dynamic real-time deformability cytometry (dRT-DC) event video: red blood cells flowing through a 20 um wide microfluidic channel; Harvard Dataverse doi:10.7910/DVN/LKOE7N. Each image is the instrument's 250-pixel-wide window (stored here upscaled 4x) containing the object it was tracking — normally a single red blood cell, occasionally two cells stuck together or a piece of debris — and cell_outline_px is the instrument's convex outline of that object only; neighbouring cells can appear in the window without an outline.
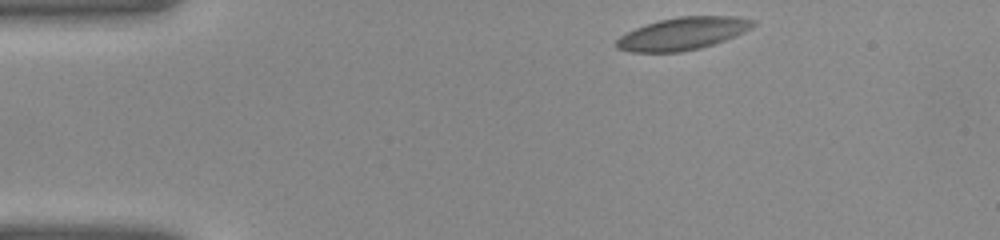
{"species": "common noctule bat (a hibernating species)", "species_latin": "Nyctalus noctula", "temperature_condition": "warm", "stored_images_in_passage": 36, "camera_frame_rate_fps": 3000, "um_per_image_px": 0.085, "animal": {"sex": "female", "body_mass_g": 22.0, "forearm_length_mm": 56.7}, "frame": {"image": 1, "passage_image": 1, "time_ms": 0.0, "image_size_px": [1000, 240], "cell_outline_px": [[756, 24], [752, 28], [744, 32], [724, 40], [700, 48], [680, 52], [628, 52], [616, 48], [616, 40], [620, 36], [636, 28], [660, 20], [680, 16], [736, 16], [756, 20]], "centroid_in_image_um": [58.05, 2.85], "position_along_channel_um": 26.9, "area_um2": 25.78}}
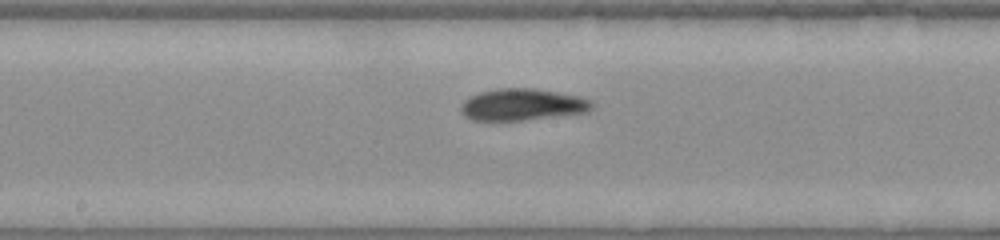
{"frame": {"image": 2, "passage_image": 16, "time_ms": 5.0, "image_size_px": [1000, 240], "cell_outline_px": [[592, 108], [588, 112], [520, 120], [472, 120], [464, 116], [460, 112], [460, 104], [464, 100], [480, 92], [496, 88], [532, 88], [580, 96], [592, 100]], "centroid_in_image_um": [44.37, 8.88], "position_along_channel_um": 203.8, "area_um2": 24.16}}
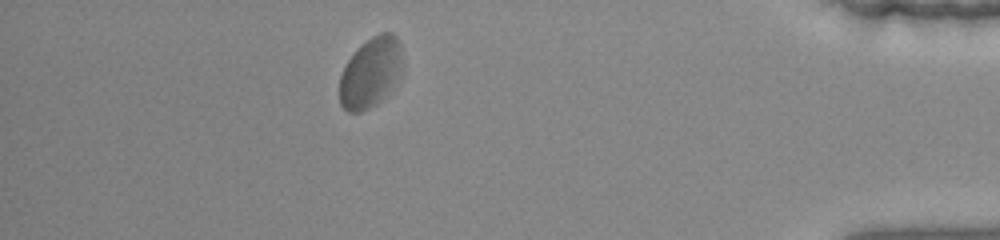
{"frame": {"image": 3, "passage_image": 31, "time_ms": 10.0, "image_size_px": [1000, 240], "cell_outline_px": [[404, 72], [400, 80], [376, 104], [360, 112], [348, 112], [340, 104], [340, 76], [348, 60], [360, 44], [372, 36], [380, 32], [392, 32], [396, 36], [400, 44]], "centroid_in_image_um": [31.55, 6.14], "position_along_channel_um": 403.7, "area_um2": 26.13}}